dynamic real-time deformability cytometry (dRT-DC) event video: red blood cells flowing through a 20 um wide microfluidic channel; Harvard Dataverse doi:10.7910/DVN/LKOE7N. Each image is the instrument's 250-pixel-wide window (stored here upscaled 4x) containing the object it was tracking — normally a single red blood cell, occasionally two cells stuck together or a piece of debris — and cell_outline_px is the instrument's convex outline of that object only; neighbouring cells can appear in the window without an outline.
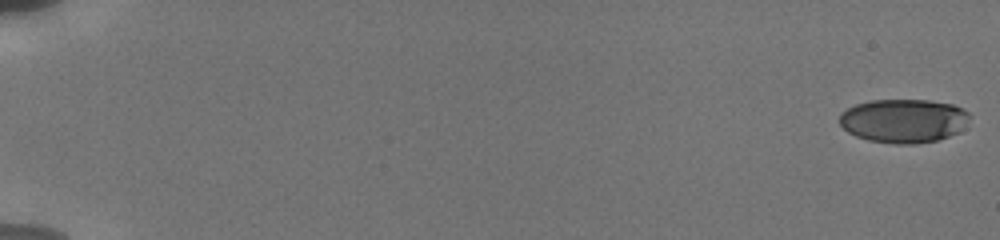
{"species": "human", "species_latin": "Homo sapiens", "temperature_condition": "cold", "stored_images_in_passage": 35, "camera_frame_rate_fps": 3000, "um_per_image_px": 0.085, "donor": {"sex": "male"}, "frame": {"image": 1, "passage_image": 1, "time_ms": 0.0, "image_size_px": [1000, 240], "cell_outline_px": [[968, 116], [960, 132], [936, 140], [916, 144], [896, 144], [868, 140], [856, 136], [848, 132], [840, 124], [840, 112], [856, 104], [872, 100], [928, 100], [952, 104], [968, 112]], "centroid_in_image_um": [76.77, 10.27], "position_along_channel_um": 8.2, "area_um2": 33.0}}
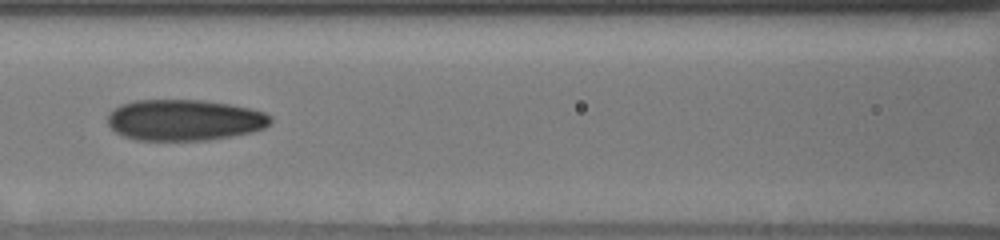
{"frame": {"image": 2, "passage_image": 18, "time_ms": 9.0, "image_size_px": [1000, 240], "cell_outline_px": [[272, 120], [264, 128], [252, 132], [232, 136], [208, 140], [136, 140], [124, 136], [116, 132], [108, 124], [108, 112], [112, 108], [120, 104], [136, 100], [200, 100], [228, 104], [248, 108], [264, 112], [272, 116]], "centroid_in_image_um": [15.65, 10.2], "position_along_channel_um": 151.0, "area_um2": 39.07}}
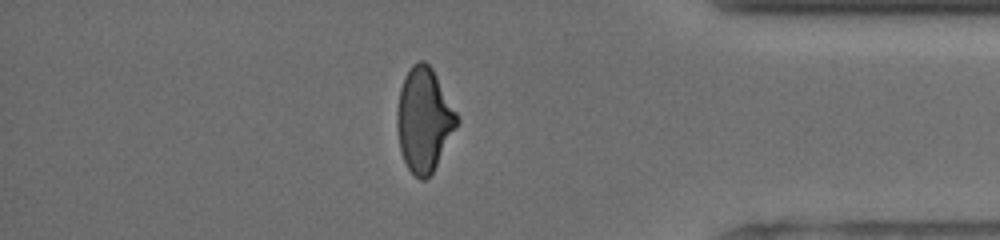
{"frame": {"image": 3, "passage_image": 31, "time_ms": 16.0, "image_size_px": [1000, 240], "cell_outline_px": [[460, 124], [432, 172], [424, 180], [420, 180], [408, 168], [400, 152], [396, 124], [396, 112], [400, 88], [404, 76], [412, 64], [420, 60], [424, 60], [432, 68], [456, 112], [460, 120]], "centroid_in_image_um": [36.03, 10.17], "position_along_channel_um": 399.2, "area_um2": 36.36}, "authors_computed_cell_mechanics": {"area_um2": 37.1076, "velocity_mm_per_s": 3.8366, "shape_relaxation_time_tau1_ms": 5.1522, "shape_relaxation_time_tau2_ms": 2.0388, "deformation_change_tau1": 0.1775, "deformation_change_tau2": 0.0853}}